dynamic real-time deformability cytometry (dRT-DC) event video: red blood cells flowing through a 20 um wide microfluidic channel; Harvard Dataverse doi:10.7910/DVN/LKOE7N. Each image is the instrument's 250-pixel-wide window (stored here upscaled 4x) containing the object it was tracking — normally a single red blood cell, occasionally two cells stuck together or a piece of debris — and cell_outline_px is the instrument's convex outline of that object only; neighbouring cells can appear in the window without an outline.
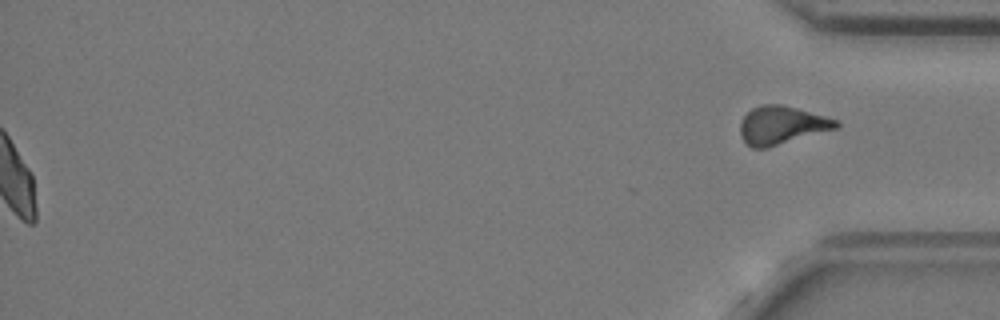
{"species": "common noctule bat (a hibernating species)", "species_latin": "Nyctalus noctula", "temperature_condition": "cold", "stored_images_in_passage": 57, "segment_of_instrument_passage": [2, 2], "camera_frame_rate_fps": 3000, "um_per_image_px": 0.085, "animal": {"sex": "female", "body_mass_g": 24.6, "forearm_length_mm": 56.2}, "frame": {"image": 1, "passage_image": 57, "time_ms": 18.667, "image_size_px": [1000, 320], "cell_outline_px": [[840, 124], [836, 128], [768, 148], [752, 148], [740, 136], [740, 120], [752, 108], [760, 104], [780, 104], [796, 108], [840, 120]], "centroid_in_image_um": [66.43, 10.64], "position_along_channel_um": 368.8, "area_um2": 21.33}}